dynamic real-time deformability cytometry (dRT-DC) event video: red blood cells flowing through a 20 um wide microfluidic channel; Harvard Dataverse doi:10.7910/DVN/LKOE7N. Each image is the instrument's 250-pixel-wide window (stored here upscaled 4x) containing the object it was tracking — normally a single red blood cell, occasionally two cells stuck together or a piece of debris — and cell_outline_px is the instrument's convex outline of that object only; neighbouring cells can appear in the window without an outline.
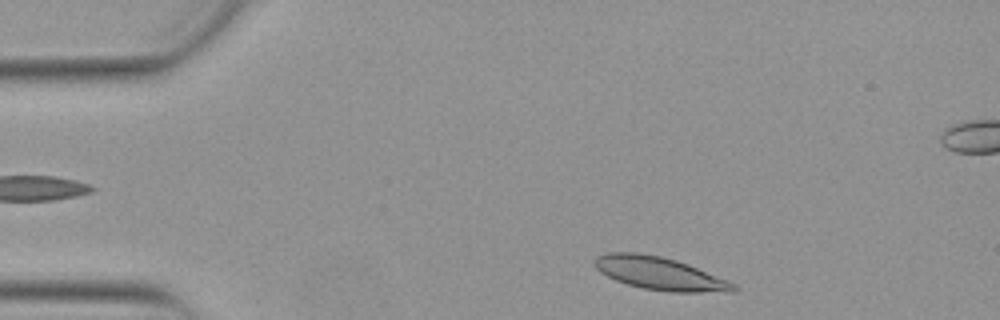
{"species": "Egyptian fruit bat (a non-hibernating species)", "species_latin": "Rousettus aegyptiacus", "temperature_condition": "warm", "stored_images_in_passage": 40, "camera_frame_rate_fps": 3000, "um_per_image_px": 0.085, "animal": {"sex": "female"}, "frame": {"image": 1, "passage_image": 3, "time_ms": 0.667, "image_size_px": [1000, 320], "cell_outline_px": [[740, 288], [736, 292], [668, 292], [644, 288], [628, 284], [616, 280], [600, 272], [592, 264], [592, 260], [596, 256], [608, 252], [636, 252], [660, 256], [676, 260], [688, 264], [728, 280], [736, 284]], "centroid_in_image_um": [56.09, 23.24], "position_along_channel_um": 28.9, "area_um2": 26.82}}
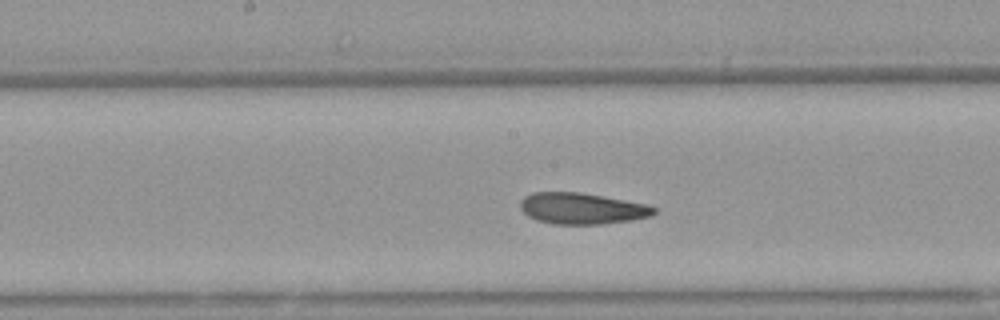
{"frame": {"image": 2, "passage_image": 21, "time_ms": 6.667, "image_size_px": [1000, 320], "cell_outline_px": [[656, 212], [652, 216], [632, 220], [600, 224], [552, 224], [536, 220], [528, 216], [520, 208], [520, 200], [524, 196], [532, 192], [580, 192], [648, 204], [656, 208]], "centroid_in_image_um": [49.46, 17.72], "position_along_channel_um": 198.7, "area_um2": 24.51}}
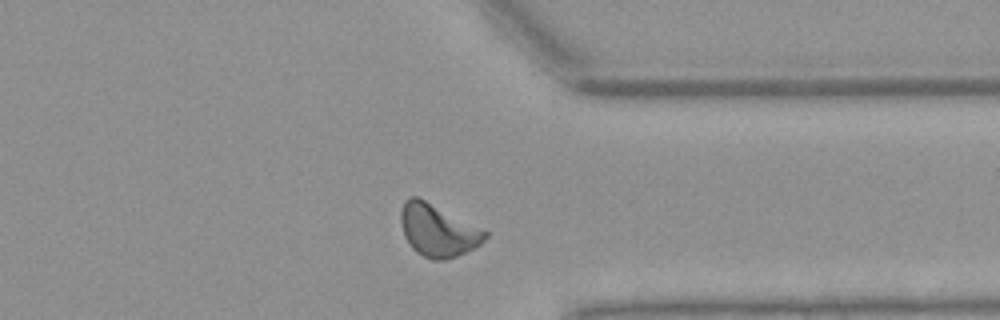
{"frame": {"image": 3, "passage_image": 35, "time_ms": 11.333, "image_size_px": [1000, 320], "cell_outline_px": [[488, 236], [480, 244], [456, 256], [444, 260], [432, 260], [416, 252], [408, 244], [404, 236], [400, 220], [400, 212], [404, 200], [408, 196], [420, 196], [488, 232]], "centroid_in_image_um": [37.17, 19.55], "position_along_channel_um": 374.2, "area_um2": 25.78}, "authors_computed_cell_mechanics": {"area_um2": 25.0274, "velocity_mm_per_s": 3.836, "shape_relaxation_time_tau1_ms": 6.5732, "shape_relaxation_time_tau2_ms": 2.541, "deformation_change_tau1": 0.1608, "deformation_change_tau2": 0.0959}}